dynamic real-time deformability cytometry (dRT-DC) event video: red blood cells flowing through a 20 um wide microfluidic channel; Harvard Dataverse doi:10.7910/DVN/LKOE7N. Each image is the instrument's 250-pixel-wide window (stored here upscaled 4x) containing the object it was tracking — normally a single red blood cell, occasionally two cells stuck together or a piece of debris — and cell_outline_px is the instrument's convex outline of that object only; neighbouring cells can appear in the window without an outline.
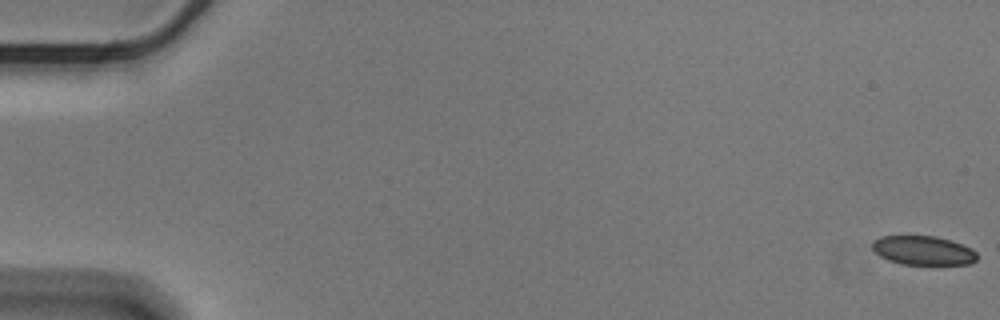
{"species": "Egyptian fruit bat (a non-hibernating species)", "species_latin": "Rousettus aegyptiacus", "temperature_condition": "cold", "stored_images_in_passage": 57, "camera_frame_rate_fps": 3000, "um_per_image_px": 0.085, "animal": {"sex": "male"}, "frame": {"image": 1, "passage_image": 1, "time_ms": 0.0, "image_size_px": [1000, 320], "cell_outline_px": [[976, 260], [968, 264], [900, 264], [888, 260], [880, 256], [872, 248], [872, 240], [880, 236], [936, 236], [952, 240], [972, 248], [976, 252]], "centroid_in_image_um": [78.45, 21.28], "position_along_channel_um": 6.5, "area_um2": 17.8}}
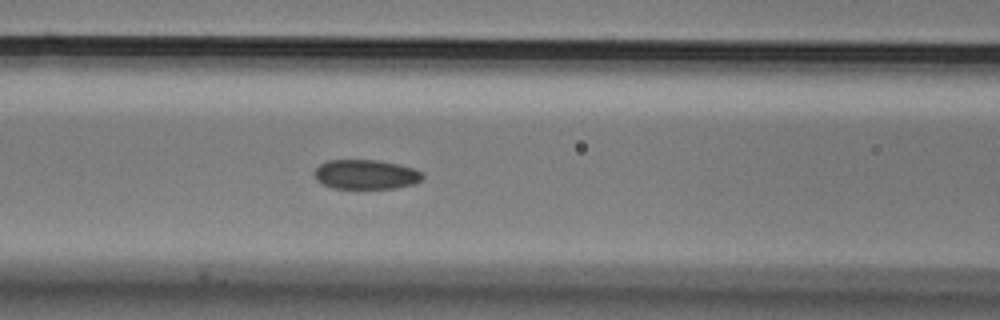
{"frame": {"image": 2, "passage_image": 25, "time_ms": 8.0, "image_size_px": [1000, 320], "cell_outline_px": [[424, 176], [420, 180], [412, 184], [392, 188], [332, 188], [316, 180], [316, 168], [320, 164], [328, 160], [380, 160], [412, 168], [424, 172]], "centroid_in_image_um": [31.1, 14.82], "position_along_channel_um": 135.5, "area_um2": 18.38}}
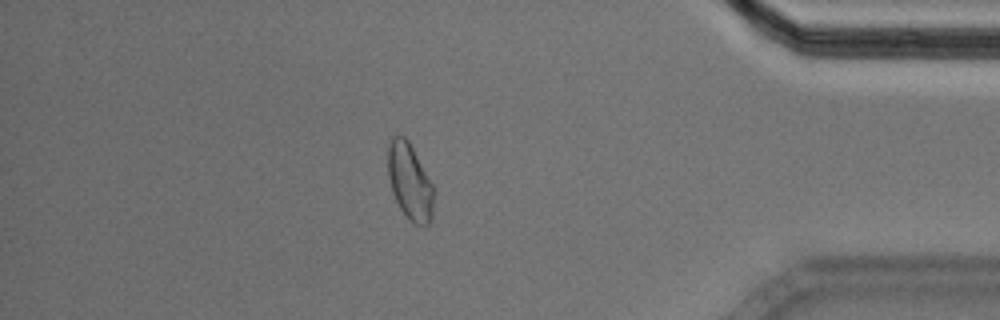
{"frame": {"image": 3, "passage_image": 50, "time_ms": 16.333, "image_size_px": [1000, 320], "cell_outline_px": [[432, 220], [428, 224], [416, 224], [400, 208], [392, 192], [388, 176], [388, 144], [392, 136], [404, 136], [408, 140], [432, 184]], "centroid_in_image_um": [34.8, 15.4], "position_along_channel_um": 400.4, "area_um2": 19.77}, "authors_computed_cell_mechanics": {"area_um2": 19.363, "velocity_mm_per_s": 3.5732, "shape_relaxation_time_tau1_ms": 4.2218, "shape_relaxation_time_tau2_ms": 2.8247, "deformation_change_tau1": 0.0745, "deformation_change_tau2": 0.0672}}